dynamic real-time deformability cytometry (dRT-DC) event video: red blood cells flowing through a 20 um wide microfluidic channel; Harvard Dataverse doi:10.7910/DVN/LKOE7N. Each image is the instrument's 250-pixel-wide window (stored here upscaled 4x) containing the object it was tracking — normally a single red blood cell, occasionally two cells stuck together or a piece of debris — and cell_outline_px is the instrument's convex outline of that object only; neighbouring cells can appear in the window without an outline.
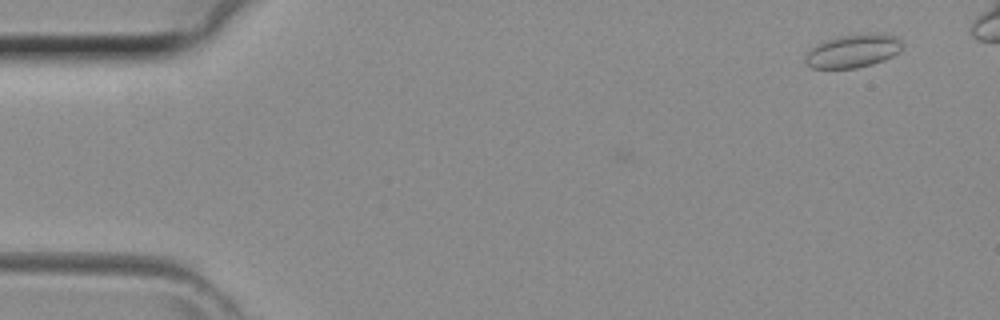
{"species": "common noctule bat (a hibernating species)", "species_latin": "Nyctalus noctula", "temperature_condition": "room temperature", "stored_images_in_passage": 5, "camera_frame_rate_fps": 3000, "um_per_image_px": 0.085, "animal": {"sex": "female", "body_mass_g": 29.2, "forearm_length_mm": 56.3}, "frame": {"image": 1, "passage_image": 5, "time_ms": 1.333, "image_size_px": [1000, 320], "cell_outline_px": [[900, 52], [884, 60], [872, 64], [856, 68], [812, 68], [804, 60], [808, 52], [816, 44], [836, 36], [856, 32], [880, 32], [896, 36], [900, 40]], "centroid_in_image_um": [72.52, 4.29], "position_along_channel_um": 12.5, "area_um2": 19.13}}